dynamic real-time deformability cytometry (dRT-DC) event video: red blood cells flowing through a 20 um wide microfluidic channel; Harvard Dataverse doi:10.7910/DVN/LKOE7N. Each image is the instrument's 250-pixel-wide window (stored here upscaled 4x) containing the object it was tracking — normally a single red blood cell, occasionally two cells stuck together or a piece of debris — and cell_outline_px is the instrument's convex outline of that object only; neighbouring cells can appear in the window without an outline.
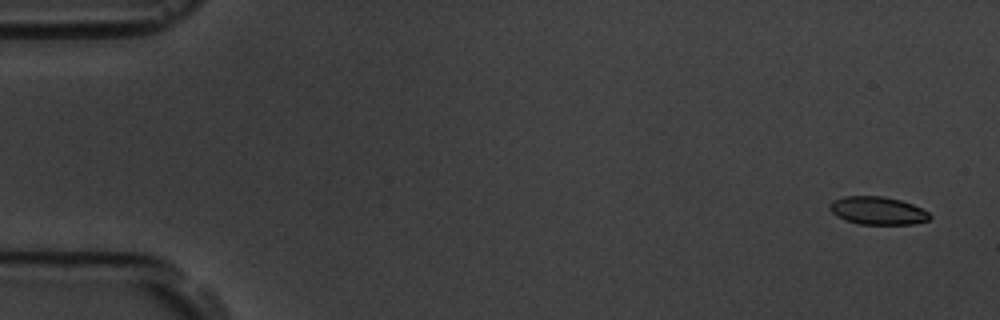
{"species": "common noctule bat (a hibernating species)", "species_latin": "Nyctalus noctula", "temperature_condition": "room temperature", "stored_images_in_passage": 5, "camera_frame_rate_fps": 3000, "um_per_image_px": 0.085, "animal": {"sex": "male", "body_mass_g": 19.5, "forearm_length_mm": 54.6}, "frame": {"image": 1, "passage_image": 1, "time_ms": 0.0, "image_size_px": [1000, 320], "cell_outline_px": [[932, 216], [928, 220], [912, 224], [860, 224], [844, 220], [836, 216], [828, 208], [828, 204], [832, 200], [844, 196], [884, 196], [900, 200], [912, 204], [928, 212]], "centroid_in_image_um": [74.55, 17.9], "position_along_channel_um": 10.4, "area_um2": 16.36}}
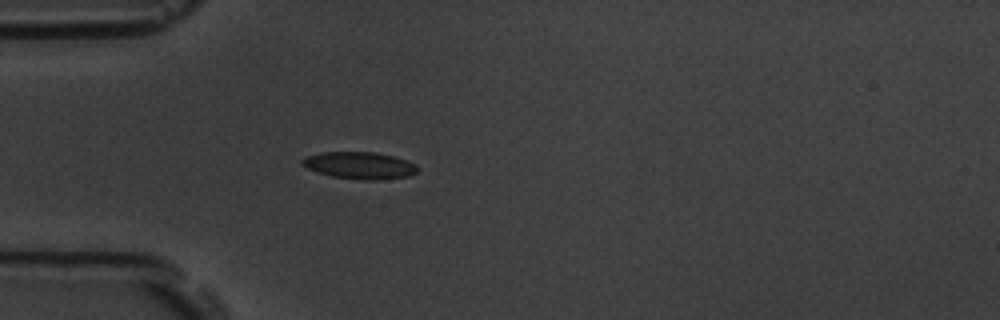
{"frame": {"image": 2, "passage_image": 5, "time_ms": 4.667, "image_size_px": [1000, 320], "cell_outline_px": [[416, 172], [408, 176], [376, 180], [364, 180], [332, 176], [316, 172], [300, 164], [300, 160], [308, 156], [320, 152], [376, 152], [392, 156], [416, 164]], "centroid_in_image_um": [30.52, 14.06], "position_along_channel_um": 54.5, "area_um2": 17.98}}